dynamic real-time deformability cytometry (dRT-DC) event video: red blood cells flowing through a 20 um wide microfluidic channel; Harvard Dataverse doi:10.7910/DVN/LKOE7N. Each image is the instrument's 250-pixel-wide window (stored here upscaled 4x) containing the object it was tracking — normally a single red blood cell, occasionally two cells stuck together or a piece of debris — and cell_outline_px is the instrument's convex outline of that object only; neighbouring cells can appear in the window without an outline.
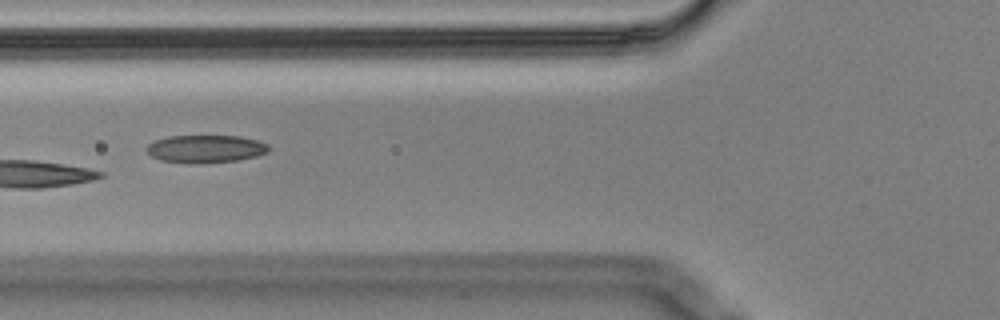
{"species": "Egyptian fruit bat (a non-hibernating species)", "species_latin": "Rousettus aegyptiacus", "temperature_condition": "cold", "stored_images_in_passage": 7, "camera_frame_rate_fps": 3000, "um_per_image_px": 0.085, "animal": {"sex": "male"}, "frame": {"image": 1, "passage_image": 2, "time_ms": 0.333, "image_size_px": [1000, 320], "cell_outline_px": [[268, 152], [256, 156], [236, 160], [188, 164], [160, 160], [152, 156], [148, 152], [148, 144], [156, 140], [168, 136], [240, 136], [256, 140], [268, 144]], "centroid_in_image_um": [17.47, 12.65], "position_along_channel_um": 108.3, "area_um2": 19.54}}
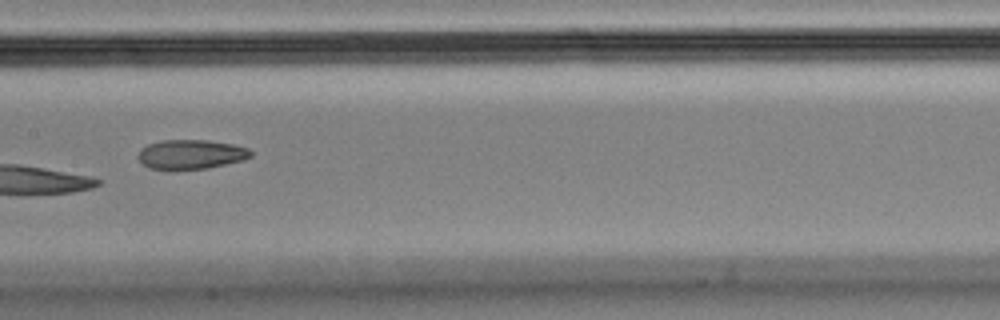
{"frame": {"image": 2, "passage_image": 4, "time_ms": 1.0, "image_size_px": [1000, 320], "cell_outline_px": [[252, 156], [244, 160], [208, 168], [168, 172], [148, 168], [136, 156], [140, 148], [148, 144], [160, 140], [208, 140], [232, 144], [248, 148], [252, 152]], "centroid_in_image_um": [16.17, 13.15], "position_along_channel_um": 191.2, "area_um2": 20.0}}
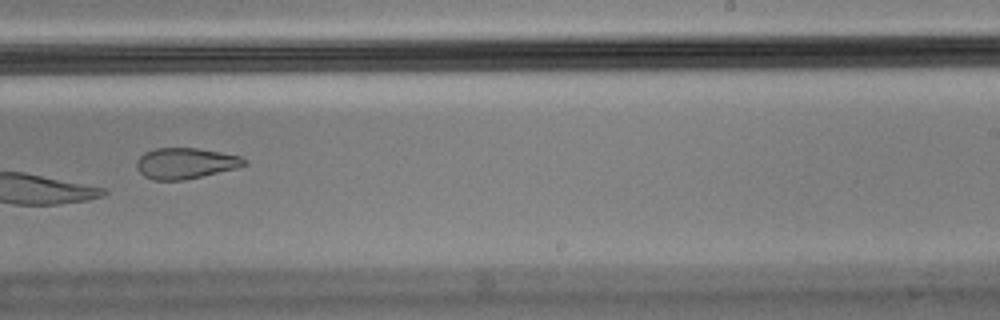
{"frame": {"image": 3, "passage_image": 6, "time_ms": 1.667, "image_size_px": [1000, 320], "cell_outline_px": [[248, 164], [236, 168], [184, 180], [152, 180], [144, 176], [136, 168], [136, 160], [144, 152], [156, 148], [196, 148], [220, 152], [240, 156], [248, 160]], "centroid_in_image_um": [15.75, 13.88], "position_along_channel_um": 273.3, "area_um2": 19.42}}